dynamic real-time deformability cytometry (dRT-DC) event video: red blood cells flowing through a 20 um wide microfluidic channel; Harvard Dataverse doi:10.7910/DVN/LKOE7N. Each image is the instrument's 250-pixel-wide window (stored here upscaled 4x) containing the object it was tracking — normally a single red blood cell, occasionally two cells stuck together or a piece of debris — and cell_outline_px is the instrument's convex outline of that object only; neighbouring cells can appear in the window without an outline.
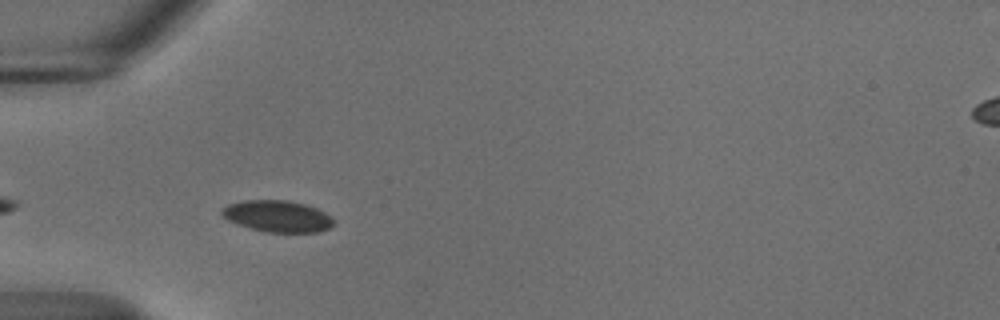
{"species": "common noctule bat (a hibernating species)", "species_latin": "Nyctalus noctula", "temperature_condition": "cold", "stored_images_in_passage": 8, "camera_frame_rate_fps": 3000, "um_per_image_px": 0.085, "animal": {"sex": "male", "body_mass_g": 18.8}, "frame": {"image": 1, "passage_image": 4, "time_ms": 1.0, "image_size_px": [1000, 320], "cell_outline_px": [[332, 224], [328, 228], [316, 232], [268, 232], [236, 224], [228, 220], [220, 212], [228, 204], [244, 200], [288, 200], [304, 204], [316, 208], [324, 212], [332, 220]], "centroid_in_image_um": [23.55, 18.37], "position_along_channel_um": 61.5, "area_um2": 20.17}}